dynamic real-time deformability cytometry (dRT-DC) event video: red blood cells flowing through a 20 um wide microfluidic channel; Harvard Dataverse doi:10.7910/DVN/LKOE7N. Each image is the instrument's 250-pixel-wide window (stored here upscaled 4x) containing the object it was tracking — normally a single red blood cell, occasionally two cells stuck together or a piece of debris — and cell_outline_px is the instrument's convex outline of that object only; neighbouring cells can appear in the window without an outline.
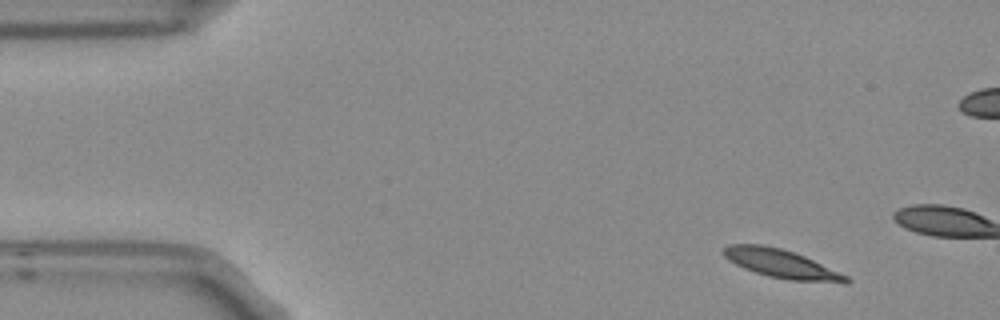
{"species": "Egyptian fruit bat (a non-hibernating species)", "species_latin": "Rousettus aegyptiacus", "temperature_condition": "room temperature", "stored_images_in_passage": 5, "camera_frame_rate_fps": 3000, "um_per_image_px": 0.085, "frame": {"image": 1, "passage_image": 5, "time_ms": 1.333, "image_size_px": [1000, 320], "cell_outline_px": [[852, 280], [848, 284], [844, 284], [788, 280], [768, 276], [744, 268], [728, 260], [720, 252], [728, 244], [764, 244], [780, 248], [804, 256], [848, 276]], "centroid_in_image_um": [66.44, 22.43], "position_along_channel_um": 18.6, "area_um2": 20.58}}